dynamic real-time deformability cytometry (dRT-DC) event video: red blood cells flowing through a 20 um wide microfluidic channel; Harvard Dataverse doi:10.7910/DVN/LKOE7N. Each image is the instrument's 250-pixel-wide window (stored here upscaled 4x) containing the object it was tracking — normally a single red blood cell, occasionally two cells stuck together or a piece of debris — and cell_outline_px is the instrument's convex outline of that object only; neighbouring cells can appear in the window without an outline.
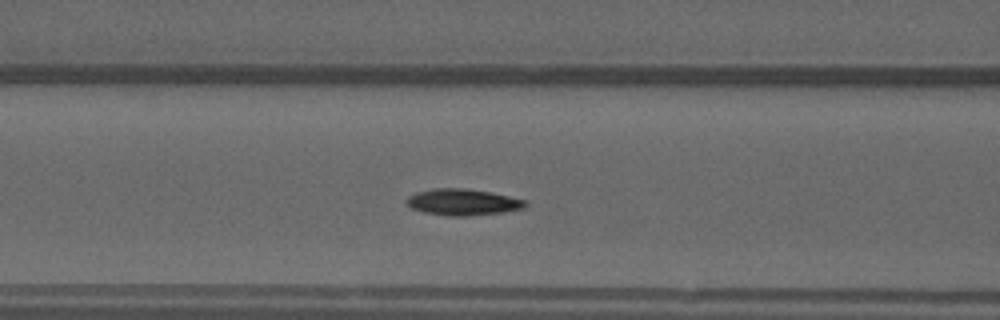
{"species": "common noctule bat (a hibernating species)", "species_latin": "Nyctalus noctula", "temperature_condition": "warm", "stored_images_in_passage": 46, "camera_frame_rate_fps": 3000, "um_per_image_px": 0.085, "animal": {"sex": "male", "forearm_length_mm": 52.5}, "frame": {"image": 1, "passage_image": 16, "time_ms": 5.0, "image_size_px": [1000, 320], "cell_outline_px": [[528, 204], [524, 208], [500, 212], [468, 216], [448, 216], [424, 212], [412, 208], [404, 204], [404, 200], [408, 196], [416, 192], [432, 188], [464, 188], [492, 192], [528, 200]], "centroid_in_image_um": [39.31, 17.17], "position_along_channel_um": 127.3, "area_um2": 18.5}}
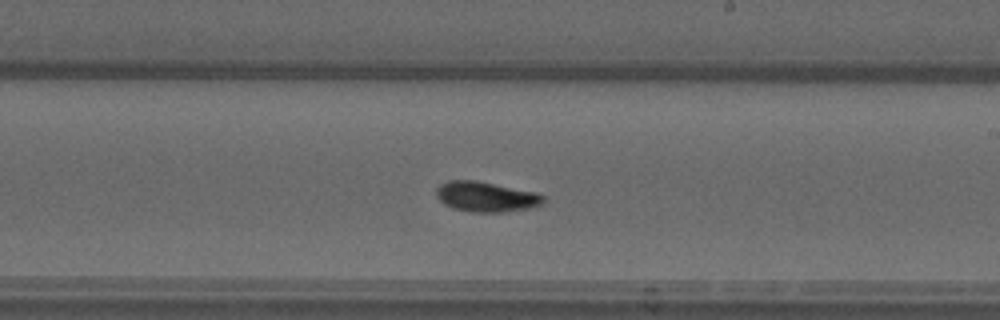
{"frame": {"image": 2, "passage_image": 25, "time_ms": 8.0, "image_size_px": [1000, 320], "cell_outline_px": [[544, 200], [536, 208], [500, 212], [468, 212], [452, 208], [444, 204], [436, 196], [436, 188], [440, 184], [448, 180], [476, 180], [536, 192], [544, 196]], "centroid_in_image_um": [41.3, 16.73], "position_along_channel_um": 247.7, "area_um2": 19.02}}
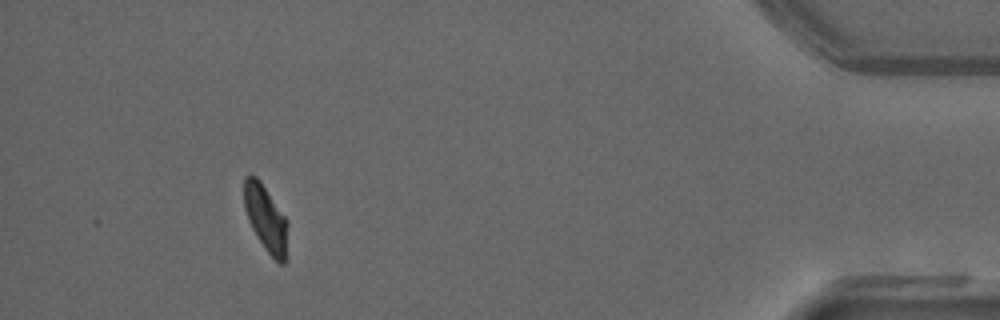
{"frame": {"image": 3, "passage_image": 42, "time_ms": 13.667, "image_size_px": [1000, 320], "cell_outline_px": [[288, 224], [284, 264], [280, 264], [264, 248], [256, 236], [248, 220], [244, 208], [244, 176], [256, 176], [260, 180], [288, 220]], "centroid_in_image_um": [22.58, 18.54], "position_along_channel_um": 412.6, "area_um2": 16.76}, "authors_computed_cell_mechanics": {"area_um2": 17.4556, "velocity_mm_per_s": 4.0342, "shape_relaxation_time_tau1_ms": 6.6218, "shape_relaxation_time_tau2_ms": null, "deformation_change_tau1": 0.2187, "deformation_change_tau2": null}}